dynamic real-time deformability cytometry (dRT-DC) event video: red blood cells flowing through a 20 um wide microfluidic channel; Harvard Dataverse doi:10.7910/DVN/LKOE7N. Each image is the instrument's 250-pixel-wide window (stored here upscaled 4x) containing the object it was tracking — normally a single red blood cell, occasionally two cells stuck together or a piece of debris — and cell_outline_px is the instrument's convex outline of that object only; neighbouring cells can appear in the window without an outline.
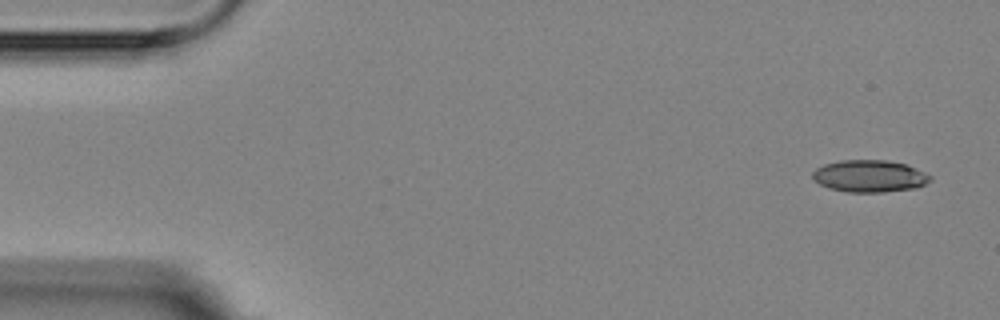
{"species": "Egyptian fruit bat (a non-hibernating species)", "species_latin": "Rousettus aegyptiacus", "temperature_condition": "room temperature", "stored_images_in_passage": 4, "camera_frame_rate_fps": 3000, "um_per_image_px": 0.085, "animal": {"sex": "female"}, "frame": {"image": 1, "passage_image": 1, "time_ms": 0.0, "image_size_px": [1000, 320], "cell_outline_px": [[932, 180], [916, 188], [884, 192], [848, 192], [828, 188], [812, 180], [812, 172], [816, 168], [824, 164], [840, 160], [888, 160], [908, 164], [932, 176]], "centroid_in_image_um": [73.91, 14.96], "position_along_channel_um": 11.1, "area_um2": 22.25}}